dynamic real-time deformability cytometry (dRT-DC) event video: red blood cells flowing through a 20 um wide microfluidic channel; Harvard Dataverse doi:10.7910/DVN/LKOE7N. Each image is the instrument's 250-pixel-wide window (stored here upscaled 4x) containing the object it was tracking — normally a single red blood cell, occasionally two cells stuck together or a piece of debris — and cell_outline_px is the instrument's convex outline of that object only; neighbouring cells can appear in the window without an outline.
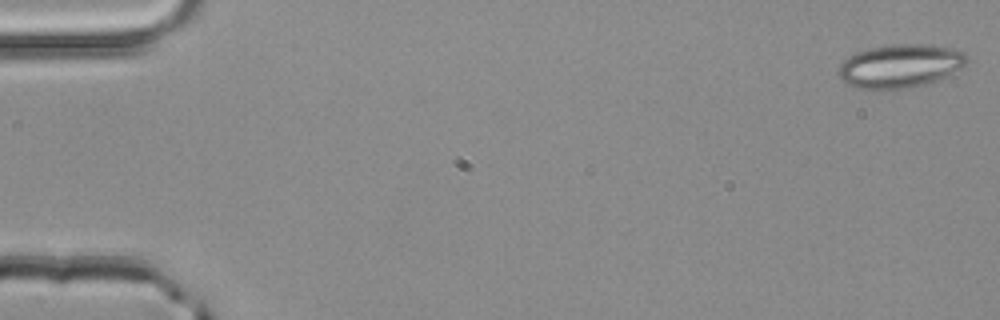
{"species": "common noctule bat (a hibernating species)", "species_latin": "Nyctalus noctula", "temperature_condition": "room temperature", "stored_images_in_passage": 52, "camera_frame_rate_fps": 3000, "um_per_image_px": 0.085, "animal": {"sex": "male", "body_mass_g": 20.4}, "frame": {"image": 1, "passage_image": 1, "time_ms": 0.0, "image_size_px": [1000, 320], "cell_outline_px": [[968, 60], [960, 68], [940, 80], [908, 88], [880, 92], [856, 88], [840, 80], [836, 72], [840, 64], [848, 56], [856, 52], [872, 48], [892, 44], [924, 44], [960, 48], [968, 56]], "centroid_in_image_um": [76.49, 5.63], "position_along_channel_um": 8.5, "area_um2": 33.41}}
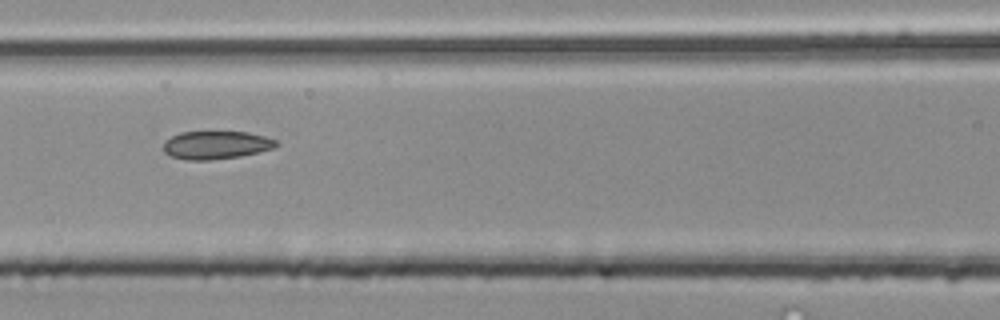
{"frame": {"image": 2, "passage_image": 23, "time_ms": 7.333, "image_size_px": [1000, 320], "cell_outline_px": [[280, 144], [272, 148], [240, 156], [208, 160], [188, 160], [172, 156], [164, 152], [164, 140], [180, 132], [248, 132], [264, 136], [276, 140]], "centroid_in_image_um": [18.35, 12.32], "position_along_channel_um": 148.2, "area_um2": 18.26}}
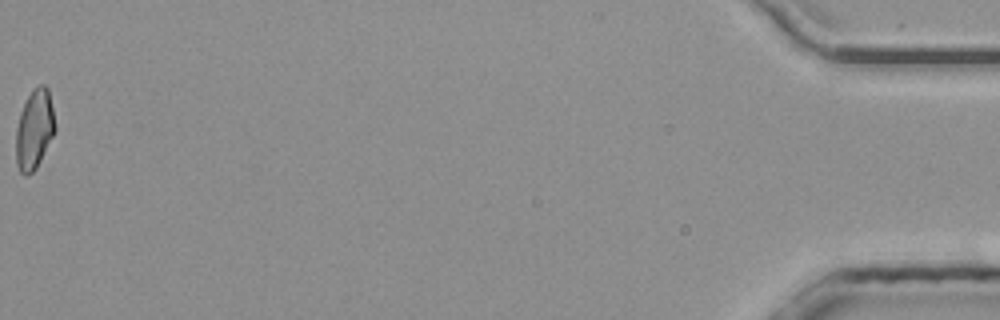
{"frame": {"image": 3, "passage_image": 52, "time_ms": 17.0, "image_size_px": [1000, 320], "cell_outline_px": [[56, 128], [36, 168], [32, 172], [24, 176], [20, 172], [16, 164], [16, 128], [20, 112], [32, 88], [36, 84], [44, 84], [48, 88]], "centroid_in_image_um": [2.9, 10.97], "position_along_channel_um": 432.3, "area_um2": 18.03}, "authors_computed_cell_mechanics": {"area_um2": 18.6983, "velocity_mm_per_s": 4.0413, "shape_relaxation_time_tau1_ms": null, "shape_relaxation_time_tau2_ms": 1.8991, "deformation_change_tau1": null, "deformation_change_tau2": 0.075}}